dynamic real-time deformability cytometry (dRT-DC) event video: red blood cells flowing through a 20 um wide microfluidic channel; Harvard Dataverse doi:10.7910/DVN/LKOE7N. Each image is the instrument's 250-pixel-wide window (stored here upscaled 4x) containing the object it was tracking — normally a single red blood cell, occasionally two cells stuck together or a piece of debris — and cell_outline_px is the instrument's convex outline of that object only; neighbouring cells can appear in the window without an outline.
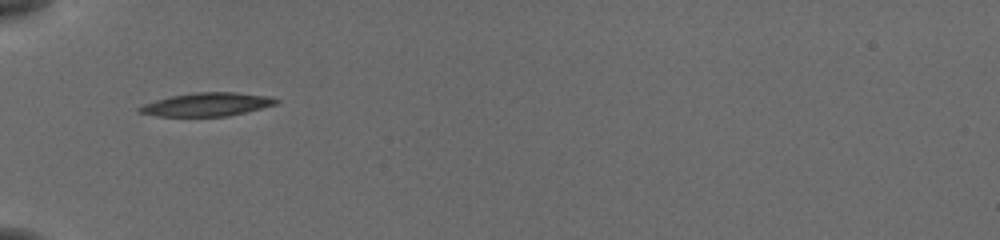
{"species": "common noctule bat (a hibernating species)", "species_latin": "Nyctalus noctula", "temperature_condition": "cold", "stored_images_in_passage": 4, "camera_frame_rate_fps": 3000, "um_per_image_px": 0.085, "animal": {"sex": "female", "body_mass_g": 19.5, "forearm_length_mm": 54.1}, "frame": {"image": 1, "passage_image": 1, "time_ms": 0.0, "image_size_px": [1000, 240], "cell_outline_px": [[280, 100], [276, 104], [228, 116], [156, 116], [136, 112], [136, 108], [144, 104], [156, 100], [172, 96], [196, 92], [236, 92], [268, 96]], "centroid_in_image_um": [17.55, 8.88], "position_along_channel_um": 67.5, "area_um2": 18.5}}
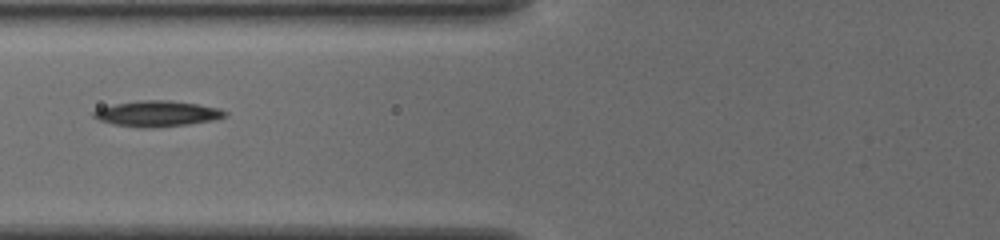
{"frame": {"image": 2, "passage_image": 3, "time_ms": 0.667, "image_size_px": [1000, 240], "cell_outline_px": [[228, 116], [212, 120], [188, 124], [152, 128], [140, 128], [112, 124], [100, 120], [92, 116], [92, 112], [100, 108], [116, 104], [144, 100], [164, 100], [196, 104], [220, 108], [228, 112]], "centroid_in_image_um": [13.37, 9.67], "position_along_channel_um": 112.4, "area_um2": 19.54}}